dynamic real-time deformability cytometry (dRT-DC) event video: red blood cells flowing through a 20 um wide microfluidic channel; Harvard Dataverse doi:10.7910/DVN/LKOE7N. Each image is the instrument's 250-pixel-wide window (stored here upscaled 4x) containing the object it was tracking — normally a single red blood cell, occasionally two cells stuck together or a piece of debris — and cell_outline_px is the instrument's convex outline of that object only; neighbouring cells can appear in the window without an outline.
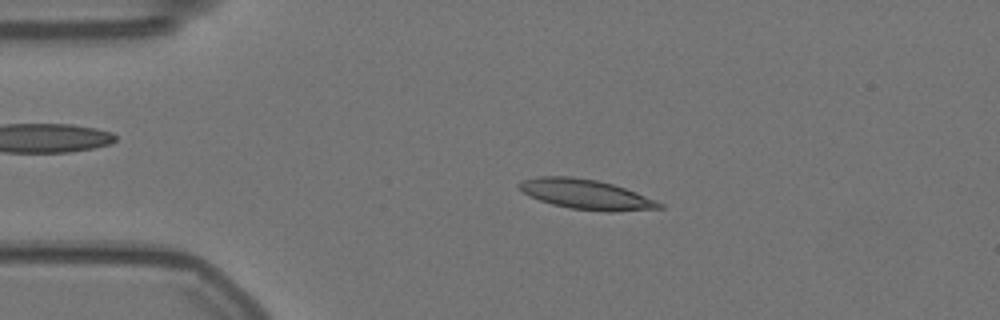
{"species": "Egyptian fruit bat (a non-hibernating species)", "species_latin": "Rousettus aegyptiacus", "temperature_condition": "warm", "stored_images_in_passage": 56, "camera_frame_rate_fps": 3000, "um_per_image_px": 0.085, "animal": {"sex": "female"}, "frame": {"image": 1, "passage_image": 11, "time_ms": 3.333, "image_size_px": [1000, 320], "cell_outline_px": [[664, 208], [612, 212], [608, 212], [568, 208], [552, 204], [540, 200], [524, 192], [516, 184], [524, 180], [540, 176], [568, 176], [596, 180], [612, 184], [636, 192], [656, 200], [664, 204]], "centroid_in_image_um": [49.85, 16.53], "position_along_channel_um": 35.1, "area_um2": 24.22}}
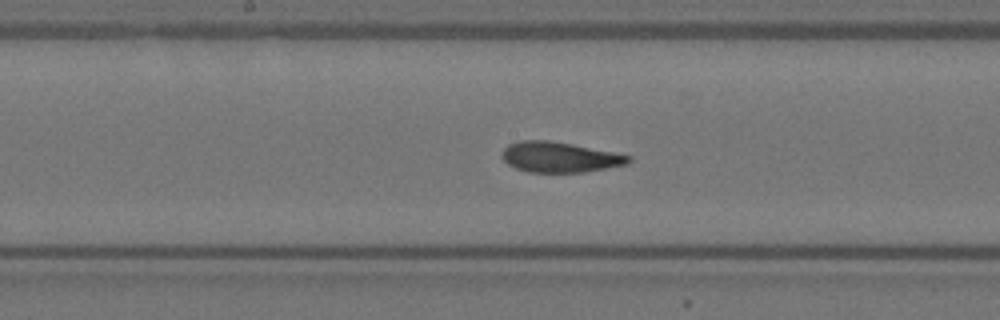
{"frame": {"image": 2, "passage_image": 28, "time_ms": 9.0, "image_size_px": [1000, 320], "cell_outline_px": [[632, 160], [628, 164], [584, 172], [528, 172], [516, 168], [508, 164], [500, 156], [504, 148], [508, 144], [520, 140], [548, 140], [572, 144], [632, 156]], "centroid_in_image_um": [47.55, 13.35], "position_along_channel_um": 200.7, "area_um2": 22.37}}
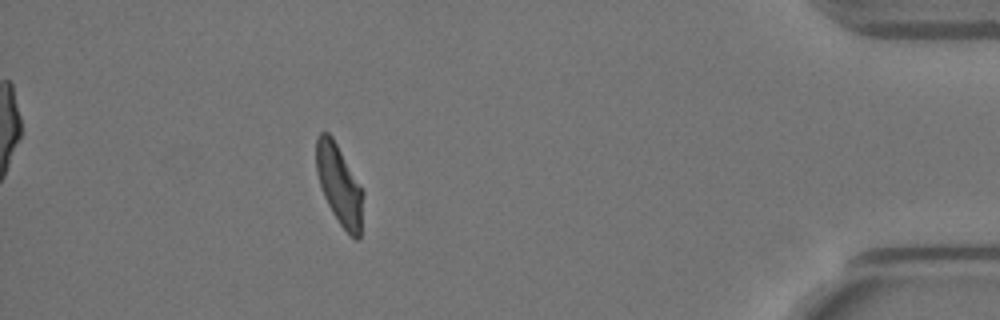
{"frame": {"image": 3, "passage_image": 50, "time_ms": 16.333, "image_size_px": [1000, 320], "cell_outline_px": [[364, 192], [360, 240], [356, 240], [340, 224], [332, 212], [324, 196], [316, 172], [316, 136], [320, 132], [328, 132], [332, 136]], "centroid_in_image_um": [28.84, 15.71], "position_along_channel_um": 406.4, "area_um2": 21.73}, "authors_computed_cell_mechanics": {"area_um2": 22.8599, "velocity_mm_per_s": 3.5369, "shape_relaxation_time_tau1_ms": null, "shape_relaxation_time_tau2_ms": 1.6027, "deformation_change_tau1": null, "deformation_change_tau2": 0.0869}}